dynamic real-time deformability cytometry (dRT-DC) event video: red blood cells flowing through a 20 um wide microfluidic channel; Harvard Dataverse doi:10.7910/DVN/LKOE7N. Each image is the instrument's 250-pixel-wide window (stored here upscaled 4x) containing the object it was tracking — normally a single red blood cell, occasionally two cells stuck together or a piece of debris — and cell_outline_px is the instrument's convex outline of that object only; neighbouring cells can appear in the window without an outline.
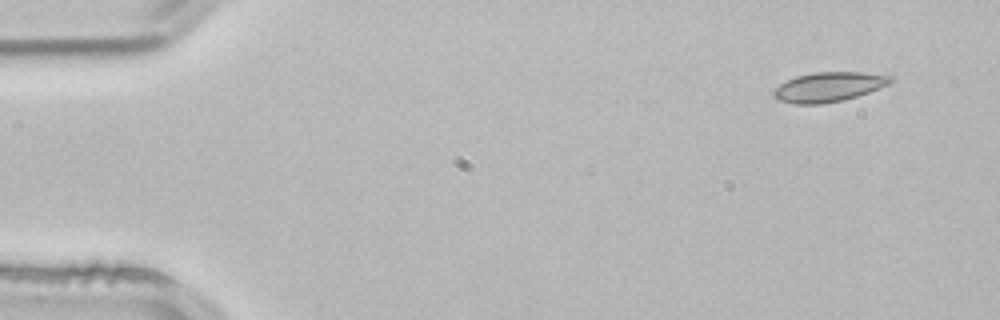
{"species": "common noctule bat (a hibernating species)", "species_latin": "Nyctalus noctula", "temperature_condition": "room temperature", "stored_images_in_passage": 3, "camera_frame_rate_fps": 3000, "um_per_image_px": 0.085, "animal": {"sex": "male", "body_mass_g": 21.5, "forearm_length_mm": 52.0}, "frame": {"image": 1, "passage_image": 1, "time_ms": 0.0, "image_size_px": [1000, 320], "cell_outline_px": [[896, 80], [880, 88], [844, 100], [820, 104], [792, 104], [776, 100], [772, 96], [772, 92], [780, 84], [796, 76], [816, 72], [860, 72], [892, 76]], "centroid_in_image_um": [70.42, 7.4], "position_along_channel_um": 14.6, "area_um2": 20.23}}